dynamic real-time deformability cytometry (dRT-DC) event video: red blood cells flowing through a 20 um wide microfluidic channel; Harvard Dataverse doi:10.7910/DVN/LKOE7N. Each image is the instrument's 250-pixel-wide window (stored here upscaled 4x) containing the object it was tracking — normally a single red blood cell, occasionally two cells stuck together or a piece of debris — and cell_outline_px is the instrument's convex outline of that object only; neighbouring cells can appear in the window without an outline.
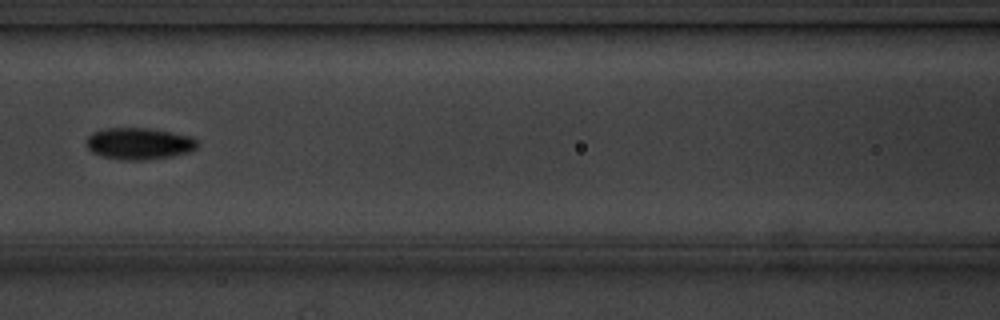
{"species": "common noctule bat (a hibernating species)", "species_latin": "Nyctalus noctula", "temperature_condition": "cold", "stored_images_in_passage": 10, "camera_frame_rate_fps": 3000, "um_per_image_px": 0.085, "animal": {"sex": "male", "body_mass_g": 20.1, "forearm_length_mm": 53.5}, "frame": {"image": 1, "passage_image": 6, "time_ms": 6.667, "image_size_px": [1000, 320], "cell_outline_px": [[200, 144], [196, 148], [188, 152], [172, 156], [140, 160], [128, 160], [104, 156], [92, 152], [88, 148], [88, 136], [92, 132], [104, 128], [152, 128], [192, 136]], "centroid_in_image_um": [11.86, 12.18], "position_along_channel_um": 154.7, "area_um2": 20.4}}